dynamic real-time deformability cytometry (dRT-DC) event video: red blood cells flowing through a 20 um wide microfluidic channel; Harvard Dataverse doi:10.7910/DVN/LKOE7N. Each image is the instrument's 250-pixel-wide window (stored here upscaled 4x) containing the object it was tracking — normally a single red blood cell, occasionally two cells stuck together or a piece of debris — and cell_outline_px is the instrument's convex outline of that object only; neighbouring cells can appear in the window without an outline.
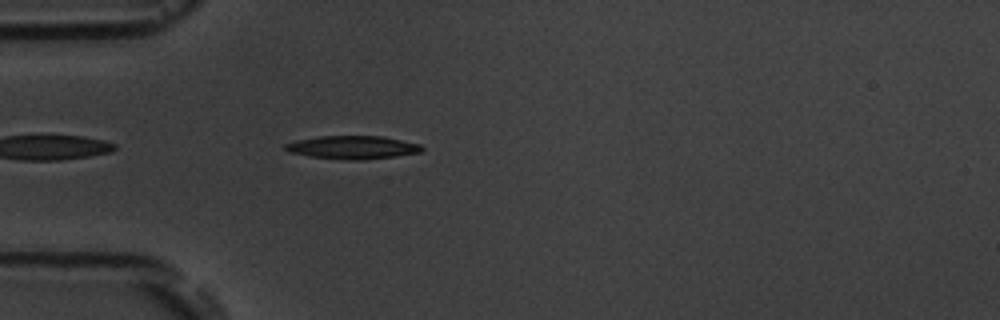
{"species": "common noctule bat (a hibernating species)", "species_latin": "Nyctalus noctula", "temperature_condition": "room temperature", "stored_images_in_passage": 1, "camera_frame_rate_fps": 3000, "um_per_image_px": 0.085, "animal": {"sex": "male", "body_mass_g": 19.5, "forearm_length_mm": 54.6}, "frame": {"image": 1, "passage_image": 1, "time_ms": 0.0, "image_size_px": [1000, 320], "cell_outline_px": [[424, 148], [420, 152], [396, 156], [364, 160], [348, 160], [312, 156], [288, 152], [284, 148], [284, 144], [296, 140], [320, 136], [384, 136], [420, 144]], "centroid_in_image_um": [29.98, 12.52], "position_along_channel_um": 55.0, "area_um2": 18.44}}